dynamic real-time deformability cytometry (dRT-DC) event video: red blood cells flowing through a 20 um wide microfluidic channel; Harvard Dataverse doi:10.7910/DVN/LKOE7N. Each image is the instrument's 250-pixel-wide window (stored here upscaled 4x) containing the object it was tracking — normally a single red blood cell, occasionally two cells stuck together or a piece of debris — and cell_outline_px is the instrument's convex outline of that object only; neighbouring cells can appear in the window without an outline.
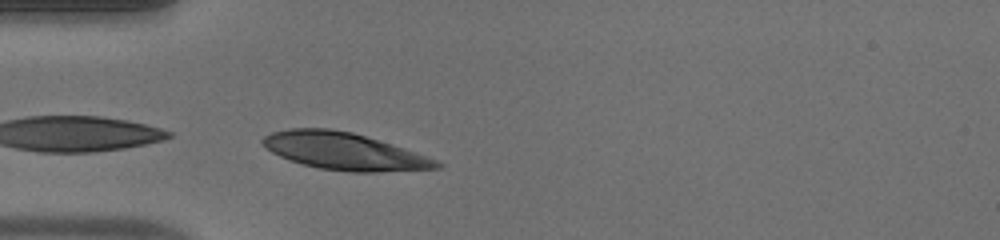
{"species": "human", "species_latin": "Homo sapiens", "temperature_condition": "warm", "stored_images_in_passage": 31, "camera_frame_rate_fps": 3000, "um_per_image_px": 0.085, "donor": {"sex": "male"}, "frame": {"image": 1, "passage_image": 1, "time_ms": 0.0, "image_size_px": [1000, 240], "cell_outline_px": [[440, 164], [432, 168], [324, 168], [292, 160], [268, 148], [264, 144], [264, 140], [268, 136], [276, 132], [300, 128], [320, 128], [348, 132], [364, 136]], "centroid_in_image_um": [29.0, 12.77], "position_along_channel_um": 56.0, "area_um2": 32.6}}
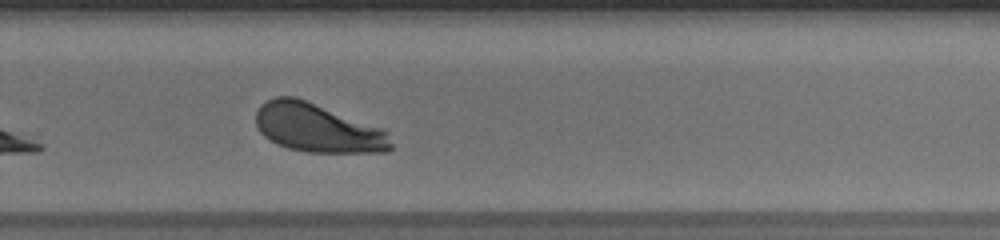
{"frame": {"image": 2, "passage_image": 21, "time_ms": 6.667, "image_size_px": [1000, 240], "cell_outline_px": [[392, 148], [352, 152], [316, 152], [292, 148], [280, 144], [272, 140], [260, 128], [256, 120], [256, 116], [260, 108], [268, 100], [280, 96], [288, 96], [304, 100], [384, 132]], "centroid_in_image_um": [26.88, 10.87], "position_along_channel_um": 302.9, "area_um2": 35.2}}
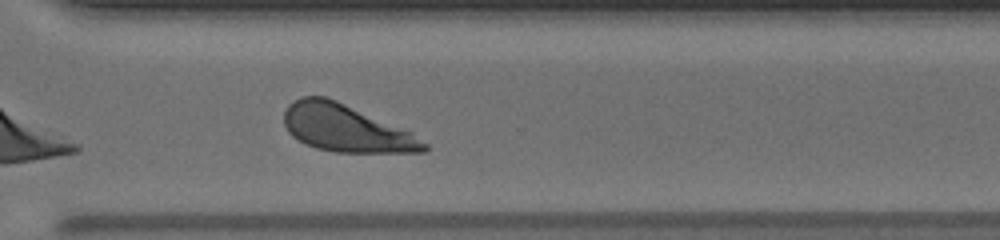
{"frame": {"image": 3, "passage_image": 24, "time_ms": 7.667, "image_size_px": [1000, 240], "cell_outline_px": [[428, 148], [416, 152], [344, 152], [320, 148], [308, 144], [300, 140], [288, 128], [284, 120], [284, 112], [296, 100], [304, 96], [324, 96], [404, 132], [424, 144]], "centroid_in_image_um": [29.28, 10.91], "position_along_channel_um": 341.3, "area_um2": 35.37}, "authors_computed_cell_mechanics": {"area_um2": 34.4488, "velocity_mm_per_s": 3.8101, "shape_relaxation_time_tau1_ms": 2.0039, "shape_relaxation_time_tau2_ms": null, "deformation_change_tau1": 0.1538, "deformation_change_tau2": null}}